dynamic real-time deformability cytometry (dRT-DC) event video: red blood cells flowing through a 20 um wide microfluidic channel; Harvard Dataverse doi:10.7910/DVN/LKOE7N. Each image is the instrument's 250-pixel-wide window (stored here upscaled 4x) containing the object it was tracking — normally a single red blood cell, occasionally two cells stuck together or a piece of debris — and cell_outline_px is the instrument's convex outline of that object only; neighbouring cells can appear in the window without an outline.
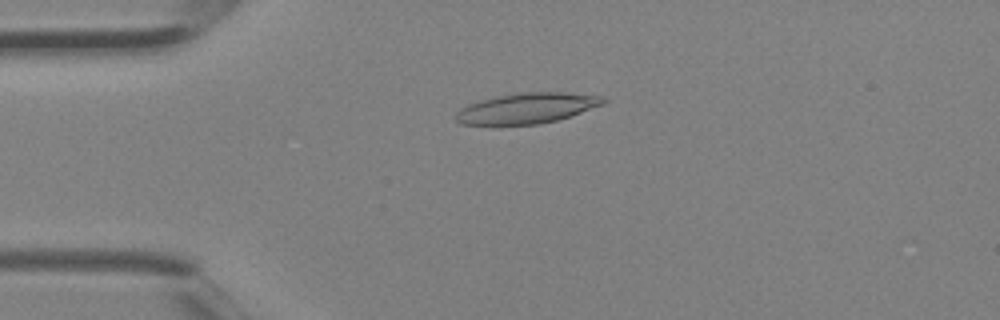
{"species": "Egyptian fruit bat (a non-hibernating species)", "species_latin": "Rousettus aegyptiacus", "temperature_condition": "room temperature", "stored_images_in_passage": 3, "camera_frame_rate_fps": 3000, "um_per_image_px": 0.085, "animal": {"sex": "female"}, "frame": {"image": 1, "passage_image": 2, "time_ms": 0.333, "image_size_px": [1000, 320], "cell_outline_px": [[608, 100], [604, 104], [556, 120], [540, 124], [460, 124], [456, 120], [456, 112], [460, 108], [468, 104], [496, 96], [520, 92], [564, 92], [604, 96]], "centroid_in_image_um": [44.8, 9.18], "position_along_channel_um": 40.2, "area_um2": 26.01}}